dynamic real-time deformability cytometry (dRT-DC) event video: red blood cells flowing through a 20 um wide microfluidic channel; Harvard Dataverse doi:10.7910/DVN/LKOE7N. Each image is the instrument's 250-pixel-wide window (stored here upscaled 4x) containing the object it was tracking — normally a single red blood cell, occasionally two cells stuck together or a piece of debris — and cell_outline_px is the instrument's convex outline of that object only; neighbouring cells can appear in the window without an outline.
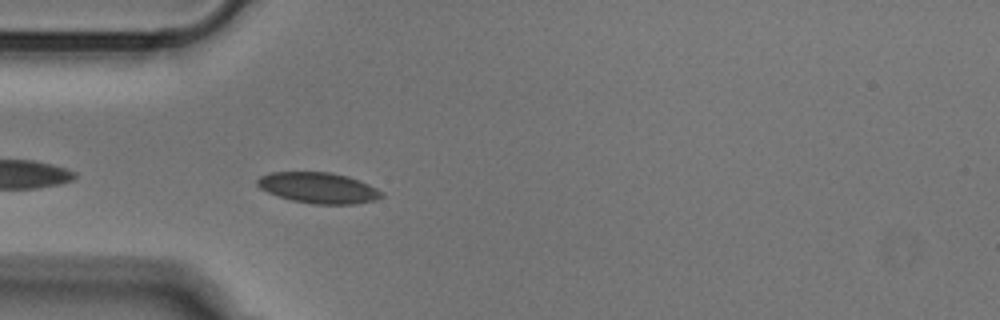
{"species": "Egyptian fruit bat (a non-hibernating species)", "species_latin": "Rousettus aegyptiacus", "temperature_condition": "cold", "stored_images_in_passage": 39, "camera_frame_rate_fps": 3000, "um_per_image_px": 0.085, "animal": {"sex": "male"}, "frame": {"image": 1, "passage_image": 3, "time_ms": 0.667, "image_size_px": [1000, 320], "cell_outline_px": [[384, 196], [376, 200], [356, 204], [312, 204], [292, 200], [276, 196], [260, 188], [256, 184], [256, 180], [260, 176], [268, 172], [328, 172], [348, 176], [368, 184], [384, 192]], "centroid_in_image_um": [27.06, 15.97], "position_along_channel_um": 57.9, "area_um2": 22.48}}
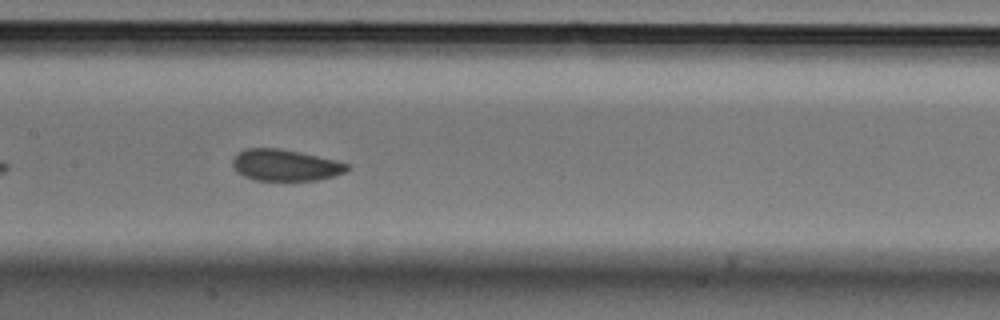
{"frame": {"image": 2, "passage_image": 13, "time_ms": 4.0, "image_size_px": [1000, 320], "cell_outline_px": [[352, 168], [344, 172], [320, 180], [256, 180], [244, 176], [236, 172], [232, 164], [232, 160], [236, 152], [244, 148], [280, 148], [300, 152], [336, 160], [348, 164]], "centroid_in_image_um": [24.22, 14.03], "position_along_channel_um": 183.2, "area_um2": 21.15}}
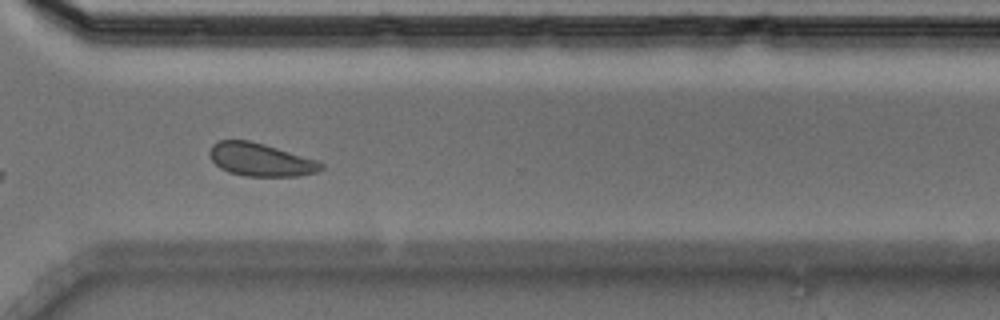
{"frame": {"image": 3, "passage_image": 26, "time_ms": 8.333, "image_size_px": [1000, 320], "cell_outline_px": [[324, 168], [316, 172], [300, 176], [244, 176], [228, 172], [220, 168], [212, 160], [208, 152], [212, 144], [220, 140], [248, 140], [264, 144], [316, 160], [324, 164]], "centroid_in_image_um": [22.13, 13.58], "position_along_channel_um": 348.5, "area_um2": 21.39}}